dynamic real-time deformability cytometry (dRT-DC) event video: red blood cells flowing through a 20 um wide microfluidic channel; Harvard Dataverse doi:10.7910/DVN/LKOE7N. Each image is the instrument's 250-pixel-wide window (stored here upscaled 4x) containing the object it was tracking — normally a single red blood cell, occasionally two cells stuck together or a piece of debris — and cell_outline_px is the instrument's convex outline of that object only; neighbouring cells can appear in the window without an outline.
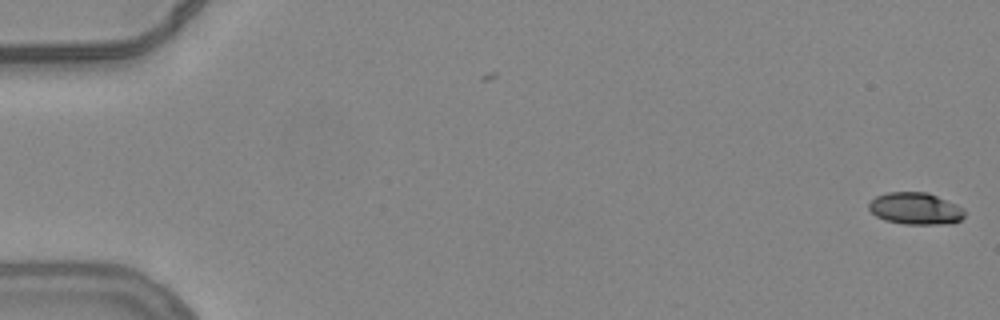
{"species": "common noctule bat (a hibernating species)", "species_latin": "Nyctalus noctula", "temperature_condition": "warm", "stored_images_in_passage": 55, "camera_frame_rate_fps": 3000, "um_per_image_px": 0.085, "animal": {"sex": "female", "body_mass_g": 24.6, "forearm_length_mm": 56.2}, "frame": {"image": 1, "passage_image": 1, "time_ms": 0.0, "image_size_px": [1000, 320], "cell_outline_px": [[964, 216], [960, 220], [952, 224], [904, 224], [884, 220], [876, 216], [868, 208], [868, 204], [876, 196], [888, 192], [928, 192], [956, 204], [964, 208]], "centroid_in_image_um": [77.82, 17.73], "position_along_channel_um": 7.2, "area_um2": 17.92}}
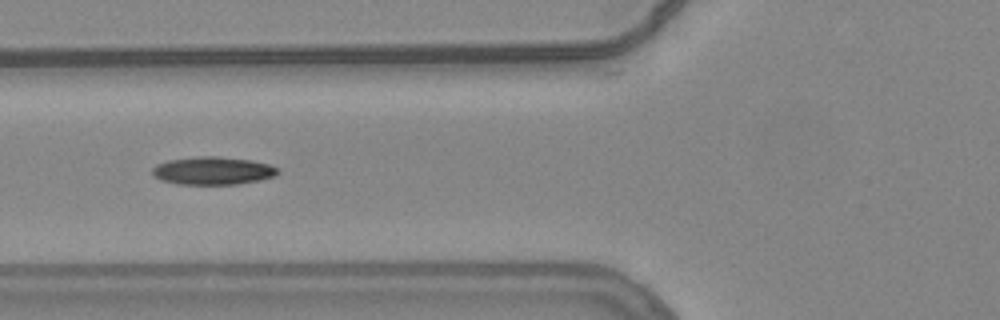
{"frame": {"image": 2, "passage_image": 22, "time_ms": 7.0, "image_size_px": [1000, 320], "cell_outline_px": [[280, 172], [276, 176], [260, 180], [236, 184], [176, 184], [160, 180], [152, 176], [152, 168], [156, 164], [168, 160], [200, 156], [216, 156], [252, 160], [268, 164], [276, 168]], "centroid_in_image_um": [18.06, 14.51], "position_along_channel_um": 107.7, "area_um2": 20.52}}
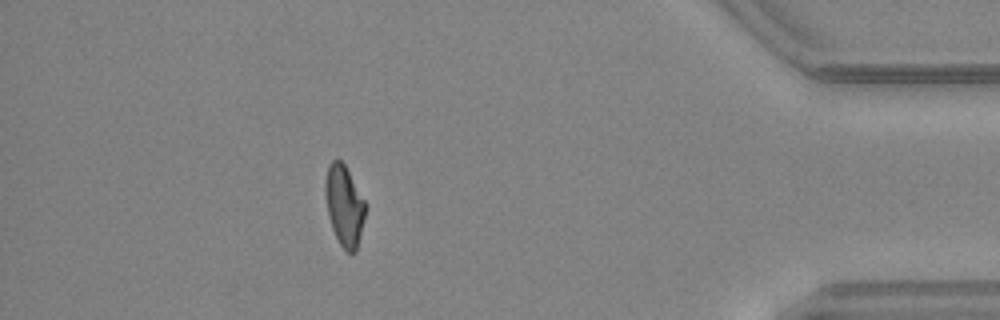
{"frame": {"image": 3, "passage_image": 49, "time_ms": 16.0, "image_size_px": [1000, 320], "cell_outline_px": [[364, 216], [356, 252], [348, 252], [340, 244], [332, 228], [328, 216], [324, 192], [324, 180], [328, 164], [332, 160], [340, 160], [344, 164], [364, 200]], "centroid_in_image_um": [29.22, 17.44], "position_along_channel_um": 406.0, "area_um2": 18.5}, "authors_computed_cell_mechanics": {"area_um2": 19.4208, "velocity_mm_per_s": 3.8352, "shape_relaxation_time_tau1_ms": null, "shape_relaxation_time_tau2_ms": 2.5125, "deformation_change_tau1": null, "deformation_change_tau2": 0.0929}}